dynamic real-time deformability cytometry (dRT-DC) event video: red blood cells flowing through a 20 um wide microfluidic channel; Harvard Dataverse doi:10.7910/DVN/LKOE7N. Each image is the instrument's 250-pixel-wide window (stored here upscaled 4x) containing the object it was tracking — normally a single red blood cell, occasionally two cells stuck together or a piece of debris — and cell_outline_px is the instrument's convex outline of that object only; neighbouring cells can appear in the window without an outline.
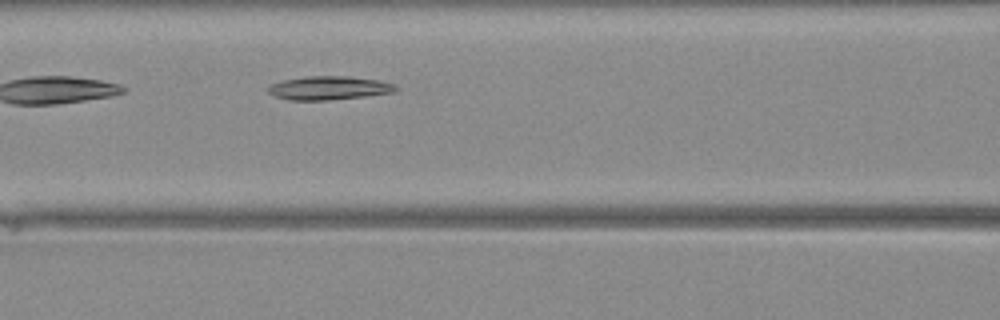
{"species": "Egyptian fruit bat (a non-hibernating species)", "species_latin": "Rousettus aegyptiacus", "temperature_condition": "warm", "stored_images_in_passage": 16, "camera_frame_rate_fps": 3000, "um_per_image_px": 0.085, "animal": {"sex": "female"}, "frame": {"image": 1, "passage_image": 5, "time_ms": 1.333, "image_size_px": [1000, 320], "cell_outline_px": [[400, 88], [396, 92], [368, 96], [328, 100], [288, 100], [276, 96], [268, 92], [264, 88], [268, 84], [284, 80], [308, 76], [348, 76], [380, 80], [392, 84]], "centroid_in_image_um": [27.95, 7.48], "position_along_channel_um": 138.6, "area_um2": 17.8}}